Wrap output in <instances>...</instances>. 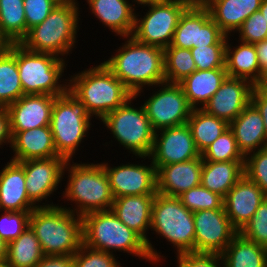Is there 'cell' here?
<instances>
[{
	"instance_id": "cell-1",
	"label": "cell",
	"mask_w": 267,
	"mask_h": 267,
	"mask_svg": "<svg viewBox=\"0 0 267 267\" xmlns=\"http://www.w3.org/2000/svg\"><path fill=\"white\" fill-rule=\"evenodd\" d=\"M122 43L116 54L103 64L123 83L133 96L144 88L165 82L164 49L139 43L132 36Z\"/></svg>"
},
{
	"instance_id": "cell-2",
	"label": "cell",
	"mask_w": 267,
	"mask_h": 267,
	"mask_svg": "<svg viewBox=\"0 0 267 267\" xmlns=\"http://www.w3.org/2000/svg\"><path fill=\"white\" fill-rule=\"evenodd\" d=\"M29 226L45 256L74 255L83 244L82 216L63 205L33 209Z\"/></svg>"
},
{
	"instance_id": "cell-3",
	"label": "cell",
	"mask_w": 267,
	"mask_h": 267,
	"mask_svg": "<svg viewBox=\"0 0 267 267\" xmlns=\"http://www.w3.org/2000/svg\"><path fill=\"white\" fill-rule=\"evenodd\" d=\"M67 80L68 90L85 105L92 118L95 115L100 120L133 96L103 62Z\"/></svg>"
},
{
	"instance_id": "cell-4",
	"label": "cell",
	"mask_w": 267,
	"mask_h": 267,
	"mask_svg": "<svg viewBox=\"0 0 267 267\" xmlns=\"http://www.w3.org/2000/svg\"><path fill=\"white\" fill-rule=\"evenodd\" d=\"M72 163L71 160L66 161L63 169V176L65 171L66 173L68 171L69 175L62 194L65 200L75 203V208L73 206L71 207L73 209L64 208L79 216L95 211L111 210L114 196L102 162L78 164L72 161Z\"/></svg>"
},
{
	"instance_id": "cell-5",
	"label": "cell",
	"mask_w": 267,
	"mask_h": 267,
	"mask_svg": "<svg viewBox=\"0 0 267 267\" xmlns=\"http://www.w3.org/2000/svg\"><path fill=\"white\" fill-rule=\"evenodd\" d=\"M79 3H59L41 23L30 30L21 40L24 48L32 52L51 53L56 56L69 55L79 31Z\"/></svg>"
},
{
	"instance_id": "cell-6",
	"label": "cell",
	"mask_w": 267,
	"mask_h": 267,
	"mask_svg": "<svg viewBox=\"0 0 267 267\" xmlns=\"http://www.w3.org/2000/svg\"><path fill=\"white\" fill-rule=\"evenodd\" d=\"M82 233L83 244L89 248L110 254L123 251L152 262L146 242L122 223L112 210L95 211L82 216Z\"/></svg>"
},
{
	"instance_id": "cell-7",
	"label": "cell",
	"mask_w": 267,
	"mask_h": 267,
	"mask_svg": "<svg viewBox=\"0 0 267 267\" xmlns=\"http://www.w3.org/2000/svg\"><path fill=\"white\" fill-rule=\"evenodd\" d=\"M91 119L85 105L68 89L55 98L50 127L59 156L66 161L73 160L76 150L91 130Z\"/></svg>"
},
{
	"instance_id": "cell-8",
	"label": "cell",
	"mask_w": 267,
	"mask_h": 267,
	"mask_svg": "<svg viewBox=\"0 0 267 267\" xmlns=\"http://www.w3.org/2000/svg\"><path fill=\"white\" fill-rule=\"evenodd\" d=\"M64 59L51 53L29 51L17 43V66L23 93L61 96L68 89V80H60L67 66Z\"/></svg>"
},
{
	"instance_id": "cell-9",
	"label": "cell",
	"mask_w": 267,
	"mask_h": 267,
	"mask_svg": "<svg viewBox=\"0 0 267 267\" xmlns=\"http://www.w3.org/2000/svg\"><path fill=\"white\" fill-rule=\"evenodd\" d=\"M130 97L122 106L106 114L100 122L110 130L120 145L138 158H147L153 147L155 131L147 117L143 104L135 107Z\"/></svg>"
},
{
	"instance_id": "cell-10",
	"label": "cell",
	"mask_w": 267,
	"mask_h": 267,
	"mask_svg": "<svg viewBox=\"0 0 267 267\" xmlns=\"http://www.w3.org/2000/svg\"><path fill=\"white\" fill-rule=\"evenodd\" d=\"M150 230L175 246L176 255L194 253L193 212L189 211L178 197L155 194L151 208Z\"/></svg>"
},
{
	"instance_id": "cell-11",
	"label": "cell",
	"mask_w": 267,
	"mask_h": 267,
	"mask_svg": "<svg viewBox=\"0 0 267 267\" xmlns=\"http://www.w3.org/2000/svg\"><path fill=\"white\" fill-rule=\"evenodd\" d=\"M146 6L148 10L143 18L135 14L131 36L139 43L165 49L172 42L180 16L189 6L181 0H164Z\"/></svg>"
},
{
	"instance_id": "cell-12",
	"label": "cell",
	"mask_w": 267,
	"mask_h": 267,
	"mask_svg": "<svg viewBox=\"0 0 267 267\" xmlns=\"http://www.w3.org/2000/svg\"><path fill=\"white\" fill-rule=\"evenodd\" d=\"M157 87L160 89L143 104L154 131L187 124L193 108L180 84L165 81L155 86V90Z\"/></svg>"
},
{
	"instance_id": "cell-13",
	"label": "cell",
	"mask_w": 267,
	"mask_h": 267,
	"mask_svg": "<svg viewBox=\"0 0 267 267\" xmlns=\"http://www.w3.org/2000/svg\"><path fill=\"white\" fill-rule=\"evenodd\" d=\"M226 36L211 18L206 7L189 6L180 16L168 47L191 49L209 45H226Z\"/></svg>"
},
{
	"instance_id": "cell-14",
	"label": "cell",
	"mask_w": 267,
	"mask_h": 267,
	"mask_svg": "<svg viewBox=\"0 0 267 267\" xmlns=\"http://www.w3.org/2000/svg\"><path fill=\"white\" fill-rule=\"evenodd\" d=\"M194 253L221 254L239 233L224 208L193 212Z\"/></svg>"
},
{
	"instance_id": "cell-15",
	"label": "cell",
	"mask_w": 267,
	"mask_h": 267,
	"mask_svg": "<svg viewBox=\"0 0 267 267\" xmlns=\"http://www.w3.org/2000/svg\"><path fill=\"white\" fill-rule=\"evenodd\" d=\"M200 156L191 130L184 124L156 131L152 151L147 158L152 159L157 171L161 166L186 162Z\"/></svg>"
},
{
	"instance_id": "cell-16",
	"label": "cell",
	"mask_w": 267,
	"mask_h": 267,
	"mask_svg": "<svg viewBox=\"0 0 267 267\" xmlns=\"http://www.w3.org/2000/svg\"><path fill=\"white\" fill-rule=\"evenodd\" d=\"M25 171V185L29 199L38 207L56 206L53 202L42 203L58 189L63 181V169L66 160L61 157L47 159H31L19 162ZM40 202V203H39ZM46 204V205H45Z\"/></svg>"
},
{
	"instance_id": "cell-17",
	"label": "cell",
	"mask_w": 267,
	"mask_h": 267,
	"mask_svg": "<svg viewBox=\"0 0 267 267\" xmlns=\"http://www.w3.org/2000/svg\"><path fill=\"white\" fill-rule=\"evenodd\" d=\"M150 165L121 164L110 166L103 163L114 198L157 193L156 168Z\"/></svg>"
},
{
	"instance_id": "cell-18",
	"label": "cell",
	"mask_w": 267,
	"mask_h": 267,
	"mask_svg": "<svg viewBox=\"0 0 267 267\" xmlns=\"http://www.w3.org/2000/svg\"><path fill=\"white\" fill-rule=\"evenodd\" d=\"M155 194L131 195L114 198L111 210L128 228L136 232L145 242L152 264L161 262V252H157L147 237L151 225V208Z\"/></svg>"
},
{
	"instance_id": "cell-19",
	"label": "cell",
	"mask_w": 267,
	"mask_h": 267,
	"mask_svg": "<svg viewBox=\"0 0 267 267\" xmlns=\"http://www.w3.org/2000/svg\"><path fill=\"white\" fill-rule=\"evenodd\" d=\"M253 87L247 79L227 76L202 109L230 123L251 102Z\"/></svg>"
},
{
	"instance_id": "cell-20",
	"label": "cell",
	"mask_w": 267,
	"mask_h": 267,
	"mask_svg": "<svg viewBox=\"0 0 267 267\" xmlns=\"http://www.w3.org/2000/svg\"><path fill=\"white\" fill-rule=\"evenodd\" d=\"M265 198L262 189L245 175L228 191L223 207L238 232L250 221Z\"/></svg>"
},
{
	"instance_id": "cell-21",
	"label": "cell",
	"mask_w": 267,
	"mask_h": 267,
	"mask_svg": "<svg viewBox=\"0 0 267 267\" xmlns=\"http://www.w3.org/2000/svg\"><path fill=\"white\" fill-rule=\"evenodd\" d=\"M56 96L47 94L23 95L6 107L11 131H26L49 126Z\"/></svg>"
},
{
	"instance_id": "cell-22",
	"label": "cell",
	"mask_w": 267,
	"mask_h": 267,
	"mask_svg": "<svg viewBox=\"0 0 267 267\" xmlns=\"http://www.w3.org/2000/svg\"><path fill=\"white\" fill-rule=\"evenodd\" d=\"M202 166V156L186 162L161 166L156 171L157 193L178 197L200 185Z\"/></svg>"
},
{
	"instance_id": "cell-23",
	"label": "cell",
	"mask_w": 267,
	"mask_h": 267,
	"mask_svg": "<svg viewBox=\"0 0 267 267\" xmlns=\"http://www.w3.org/2000/svg\"><path fill=\"white\" fill-rule=\"evenodd\" d=\"M229 129L233 132L237 147L244 157L267 147L264 122L252 102L229 123Z\"/></svg>"
},
{
	"instance_id": "cell-24",
	"label": "cell",
	"mask_w": 267,
	"mask_h": 267,
	"mask_svg": "<svg viewBox=\"0 0 267 267\" xmlns=\"http://www.w3.org/2000/svg\"><path fill=\"white\" fill-rule=\"evenodd\" d=\"M13 156L10 160L21 162L59 156L54 146L51 127L42 126L26 131H11Z\"/></svg>"
},
{
	"instance_id": "cell-25",
	"label": "cell",
	"mask_w": 267,
	"mask_h": 267,
	"mask_svg": "<svg viewBox=\"0 0 267 267\" xmlns=\"http://www.w3.org/2000/svg\"><path fill=\"white\" fill-rule=\"evenodd\" d=\"M37 207L27 195L24 167L10 160L0 171V211H32Z\"/></svg>"
},
{
	"instance_id": "cell-26",
	"label": "cell",
	"mask_w": 267,
	"mask_h": 267,
	"mask_svg": "<svg viewBox=\"0 0 267 267\" xmlns=\"http://www.w3.org/2000/svg\"><path fill=\"white\" fill-rule=\"evenodd\" d=\"M93 16L121 37L131 36L135 25V4L130 0H86Z\"/></svg>"
},
{
	"instance_id": "cell-27",
	"label": "cell",
	"mask_w": 267,
	"mask_h": 267,
	"mask_svg": "<svg viewBox=\"0 0 267 267\" xmlns=\"http://www.w3.org/2000/svg\"><path fill=\"white\" fill-rule=\"evenodd\" d=\"M262 0H212L206 8L211 18L226 36L235 33L254 12L259 11Z\"/></svg>"
},
{
	"instance_id": "cell-28",
	"label": "cell",
	"mask_w": 267,
	"mask_h": 267,
	"mask_svg": "<svg viewBox=\"0 0 267 267\" xmlns=\"http://www.w3.org/2000/svg\"><path fill=\"white\" fill-rule=\"evenodd\" d=\"M226 68L196 70L185 77L180 86L193 109H202L227 78ZM201 106V107H200Z\"/></svg>"
},
{
	"instance_id": "cell-29",
	"label": "cell",
	"mask_w": 267,
	"mask_h": 267,
	"mask_svg": "<svg viewBox=\"0 0 267 267\" xmlns=\"http://www.w3.org/2000/svg\"><path fill=\"white\" fill-rule=\"evenodd\" d=\"M229 41L230 37L228 36L225 58L227 75L247 79L256 86L261 81L263 73L260 71L254 44L239 41L240 44L233 47Z\"/></svg>"
},
{
	"instance_id": "cell-30",
	"label": "cell",
	"mask_w": 267,
	"mask_h": 267,
	"mask_svg": "<svg viewBox=\"0 0 267 267\" xmlns=\"http://www.w3.org/2000/svg\"><path fill=\"white\" fill-rule=\"evenodd\" d=\"M244 176V161H203L200 184L223 198Z\"/></svg>"
},
{
	"instance_id": "cell-31",
	"label": "cell",
	"mask_w": 267,
	"mask_h": 267,
	"mask_svg": "<svg viewBox=\"0 0 267 267\" xmlns=\"http://www.w3.org/2000/svg\"><path fill=\"white\" fill-rule=\"evenodd\" d=\"M225 267H267V248L238 233L221 253Z\"/></svg>"
},
{
	"instance_id": "cell-32",
	"label": "cell",
	"mask_w": 267,
	"mask_h": 267,
	"mask_svg": "<svg viewBox=\"0 0 267 267\" xmlns=\"http://www.w3.org/2000/svg\"><path fill=\"white\" fill-rule=\"evenodd\" d=\"M23 95L17 66V43H10L0 54V108H6Z\"/></svg>"
},
{
	"instance_id": "cell-33",
	"label": "cell",
	"mask_w": 267,
	"mask_h": 267,
	"mask_svg": "<svg viewBox=\"0 0 267 267\" xmlns=\"http://www.w3.org/2000/svg\"><path fill=\"white\" fill-rule=\"evenodd\" d=\"M187 125L200 153L229 129L227 121L210 115L201 108L192 110Z\"/></svg>"
},
{
	"instance_id": "cell-34",
	"label": "cell",
	"mask_w": 267,
	"mask_h": 267,
	"mask_svg": "<svg viewBox=\"0 0 267 267\" xmlns=\"http://www.w3.org/2000/svg\"><path fill=\"white\" fill-rule=\"evenodd\" d=\"M44 256L40 241L27 226L17 239L7 243L5 261L9 267H34Z\"/></svg>"
},
{
	"instance_id": "cell-35",
	"label": "cell",
	"mask_w": 267,
	"mask_h": 267,
	"mask_svg": "<svg viewBox=\"0 0 267 267\" xmlns=\"http://www.w3.org/2000/svg\"><path fill=\"white\" fill-rule=\"evenodd\" d=\"M24 0H0V34L10 43L26 36Z\"/></svg>"
},
{
	"instance_id": "cell-36",
	"label": "cell",
	"mask_w": 267,
	"mask_h": 267,
	"mask_svg": "<svg viewBox=\"0 0 267 267\" xmlns=\"http://www.w3.org/2000/svg\"><path fill=\"white\" fill-rule=\"evenodd\" d=\"M165 81L179 83L196 71L190 49L167 47L164 49Z\"/></svg>"
},
{
	"instance_id": "cell-37",
	"label": "cell",
	"mask_w": 267,
	"mask_h": 267,
	"mask_svg": "<svg viewBox=\"0 0 267 267\" xmlns=\"http://www.w3.org/2000/svg\"><path fill=\"white\" fill-rule=\"evenodd\" d=\"M203 161H244L233 132L228 129L211 143L202 153Z\"/></svg>"
},
{
	"instance_id": "cell-38",
	"label": "cell",
	"mask_w": 267,
	"mask_h": 267,
	"mask_svg": "<svg viewBox=\"0 0 267 267\" xmlns=\"http://www.w3.org/2000/svg\"><path fill=\"white\" fill-rule=\"evenodd\" d=\"M178 198L191 212L224 208V198L201 184L185 191Z\"/></svg>"
},
{
	"instance_id": "cell-39",
	"label": "cell",
	"mask_w": 267,
	"mask_h": 267,
	"mask_svg": "<svg viewBox=\"0 0 267 267\" xmlns=\"http://www.w3.org/2000/svg\"><path fill=\"white\" fill-rule=\"evenodd\" d=\"M0 238L9 243L17 239L29 226L32 211H0Z\"/></svg>"
},
{
	"instance_id": "cell-40",
	"label": "cell",
	"mask_w": 267,
	"mask_h": 267,
	"mask_svg": "<svg viewBox=\"0 0 267 267\" xmlns=\"http://www.w3.org/2000/svg\"><path fill=\"white\" fill-rule=\"evenodd\" d=\"M244 175L267 196V147L245 156Z\"/></svg>"
},
{
	"instance_id": "cell-41",
	"label": "cell",
	"mask_w": 267,
	"mask_h": 267,
	"mask_svg": "<svg viewBox=\"0 0 267 267\" xmlns=\"http://www.w3.org/2000/svg\"><path fill=\"white\" fill-rule=\"evenodd\" d=\"M239 233L257 245L267 248V196Z\"/></svg>"
},
{
	"instance_id": "cell-42",
	"label": "cell",
	"mask_w": 267,
	"mask_h": 267,
	"mask_svg": "<svg viewBox=\"0 0 267 267\" xmlns=\"http://www.w3.org/2000/svg\"><path fill=\"white\" fill-rule=\"evenodd\" d=\"M196 70L225 68L226 45H209L191 48Z\"/></svg>"
},
{
	"instance_id": "cell-43",
	"label": "cell",
	"mask_w": 267,
	"mask_h": 267,
	"mask_svg": "<svg viewBox=\"0 0 267 267\" xmlns=\"http://www.w3.org/2000/svg\"><path fill=\"white\" fill-rule=\"evenodd\" d=\"M74 267H119L115 254L95 250L82 244L73 255Z\"/></svg>"
},
{
	"instance_id": "cell-44",
	"label": "cell",
	"mask_w": 267,
	"mask_h": 267,
	"mask_svg": "<svg viewBox=\"0 0 267 267\" xmlns=\"http://www.w3.org/2000/svg\"><path fill=\"white\" fill-rule=\"evenodd\" d=\"M236 32L239 34L238 41L248 44H256L267 39V23L264 15L260 11L254 12Z\"/></svg>"
},
{
	"instance_id": "cell-45",
	"label": "cell",
	"mask_w": 267,
	"mask_h": 267,
	"mask_svg": "<svg viewBox=\"0 0 267 267\" xmlns=\"http://www.w3.org/2000/svg\"><path fill=\"white\" fill-rule=\"evenodd\" d=\"M26 34L34 26L41 24L59 4L56 0H24Z\"/></svg>"
},
{
	"instance_id": "cell-46",
	"label": "cell",
	"mask_w": 267,
	"mask_h": 267,
	"mask_svg": "<svg viewBox=\"0 0 267 267\" xmlns=\"http://www.w3.org/2000/svg\"><path fill=\"white\" fill-rule=\"evenodd\" d=\"M176 258L177 267H225L221 254L182 253Z\"/></svg>"
},
{
	"instance_id": "cell-47",
	"label": "cell",
	"mask_w": 267,
	"mask_h": 267,
	"mask_svg": "<svg viewBox=\"0 0 267 267\" xmlns=\"http://www.w3.org/2000/svg\"><path fill=\"white\" fill-rule=\"evenodd\" d=\"M34 267H74L73 255L44 256Z\"/></svg>"
},
{
	"instance_id": "cell-48",
	"label": "cell",
	"mask_w": 267,
	"mask_h": 267,
	"mask_svg": "<svg viewBox=\"0 0 267 267\" xmlns=\"http://www.w3.org/2000/svg\"><path fill=\"white\" fill-rule=\"evenodd\" d=\"M251 102L261 114L267 136V93H264L257 86H254L251 92Z\"/></svg>"
},
{
	"instance_id": "cell-49",
	"label": "cell",
	"mask_w": 267,
	"mask_h": 267,
	"mask_svg": "<svg viewBox=\"0 0 267 267\" xmlns=\"http://www.w3.org/2000/svg\"><path fill=\"white\" fill-rule=\"evenodd\" d=\"M6 144L10 145L9 147L12 144L10 117L6 108H0V147Z\"/></svg>"
},
{
	"instance_id": "cell-50",
	"label": "cell",
	"mask_w": 267,
	"mask_h": 267,
	"mask_svg": "<svg viewBox=\"0 0 267 267\" xmlns=\"http://www.w3.org/2000/svg\"><path fill=\"white\" fill-rule=\"evenodd\" d=\"M254 46L257 51L260 71L264 74L267 71V39L254 44Z\"/></svg>"
},
{
	"instance_id": "cell-51",
	"label": "cell",
	"mask_w": 267,
	"mask_h": 267,
	"mask_svg": "<svg viewBox=\"0 0 267 267\" xmlns=\"http://www.w3.org/2000/svg\"><path fill=\"white\" fill-rule=\"evenodd\" d=\"M188 6L206 7L212 0H181Z\"/></svg>"
},
{
	"instance_id": "cell-52",
	"label": "cell",
	"mask_w": 267,
	"mask_h": 267,
	"mask_svg": "<svg viewBox=\"0 0 267 267\" xmlns=\"http://www.w3.org/2000/svg\"><path fill=\"white\" fill-rule=\"evenodd\" d=\"M7 257V242L0 238V261H5Z\"/></svg>"
},
{
	"instance_id": "cell-53",
	"label": "cell",
	"mask_w": 267,
	"mask_h": 267,
	"mask_svg": "<svg viewBox=\"0 0 267 267\" xmlns=\"http://www.w3.org/2000/svg\"><path fill=\"white\" fill-rule=\"evenodd\" d=\"M256 86L264 93H267V71L263 74L261 81Z\"/></svg>"
},
{
	"instance_id": "cell-54",
	"label": "cell",
	"mask_w": 267,
	"mask_h": 267,
	"mask_svg": "<svg viewBox=\"0 0 267 267\" xmlns=\"http://www.w3.org/2000/svg\"><path fill=\"white\" fill-rule=\"evenodd\" d=\"M9 46V42L0 34V54H2Z\"/></svg>"
},
{
	"instance_id": "cell-55",
	"label": "cell",
	"mask_w": 267,
	"mask_h": 267,
	"mask_svg": "<svg viewBox=\"0 0 267 267\" xmlns=\"http://www.w3.org/2000/svg\"><path fill=\"white\" fill-rule=\"evenodd\" d=\"M161 1H164V0H132V3L137 2L135 4H137V5L140 4V5L144 6V5H148V4L158 3Z\"/></svg>"
},
{
	"instance_id": "cell-56",
	"label": "cell",
	"mask_w": 267,
	"mask_h": 267,
	"mask_svg": "<svg viewBox=\"0 0 267 267\" xmlns=\"http://www.w3.org/2000/svg\"><path fill=\"white\" fill-rule=\"evenodd\" d=\"M259 11L264 15V19L267 23V0H262Z\"/></svg>"
},
{
	"instance_id": "cell-57",
	"label": "cell",
	"mask_w": 267,
	"mask_h": 267,
	"mask_svg": "<svg viewBox=\"0 0 267 267\" xmlns=\"http://www.w3.org/2000/svg\"><path fill=\"white\" fill-rule=\"evenodd\" d=\"M59 3H70V2H76L77 0H56Z\"/></svg>"
},
{
	"instance_id": "cell-58",
	"label": "cell",
	"mask_w": 267,
	"mask_h": 267,
	"mask_svg": "<svg viewBox=\"0 0 267 267\" xmlns=\"http://www.w3.org/2000/svg\"><path fill=\"white\" fill-rule=\"evenodd\" d=\"M0 267H9L6 261H0Z\"/></svg>"
}]
</instances>
